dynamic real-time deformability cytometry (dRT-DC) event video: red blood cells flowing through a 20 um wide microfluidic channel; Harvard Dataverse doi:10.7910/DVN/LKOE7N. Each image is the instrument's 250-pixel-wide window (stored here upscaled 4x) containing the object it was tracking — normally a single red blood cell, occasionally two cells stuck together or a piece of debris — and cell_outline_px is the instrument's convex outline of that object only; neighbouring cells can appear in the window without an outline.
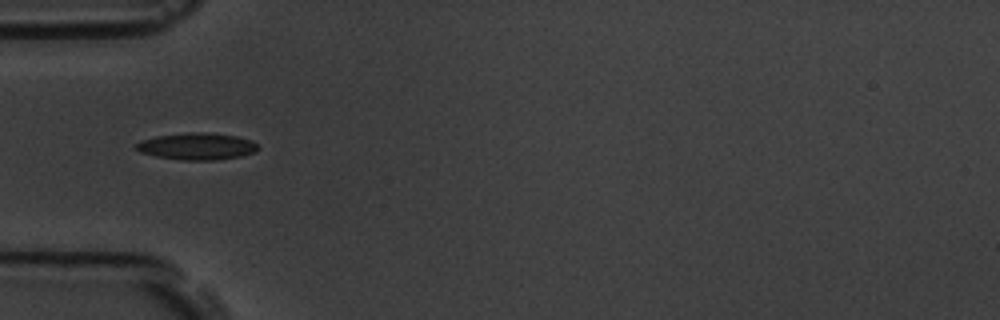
{"species": "common noctule bat (a hibernating species)", "species_latin": "Nyctalus noctula", "temperature_condition": "room temperature", "stored_images_in_passage": 6, "camera_frame_rate_fps": 3000, "um_per_image_px": 0.085, "animal": {"sex": "male", "body_mass_g": 19.5, "forearm_length_mm": 54.6}, "frame": {"image": 1, "passage_image": 2, "time_ms": 1.0, "image_size_px": [1000, 320], "cell_outline_px": [[260, 148], [256, 152], [240, 156], [212, 160], [180, 160], [156, 156], [140, 152], [132, 148], [136, 144], [144, 140], [156, 136], [188, 132], [212, 132], [236, 136], [252, 140]], "centroid_in_image_um": [16.75, 12.43], "position_along_channel_um": 68.3, "area_um2": 19.19}}
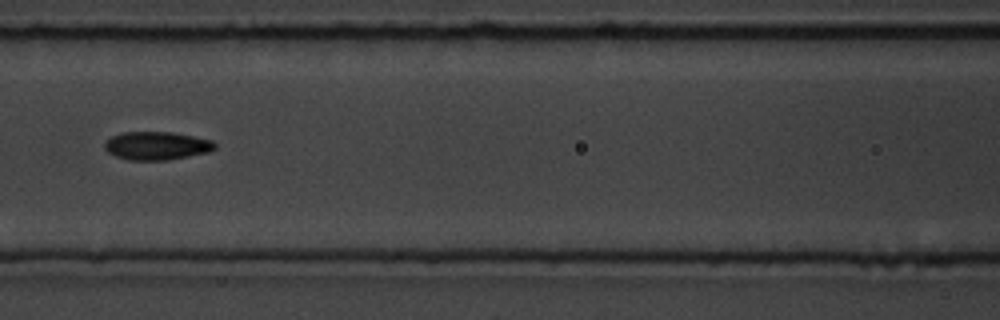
{"frame": {"image": 2, "passage_image": 4, "time_ms": 3.333, "image_size_px": [1000, 320], "cell_outline_px": [[216, 148], [208, 152], [168, 160], [128, 160], [116, 156], [108, 152], [104, 148], [104, 144], [112, 136], [120, 132], [172, 132], [212, 140], [216, 144]], "centroid_in_image_um": [13.31, 12.39], "position_along_channel_um": 153.3, "area_um2": 18.09}}
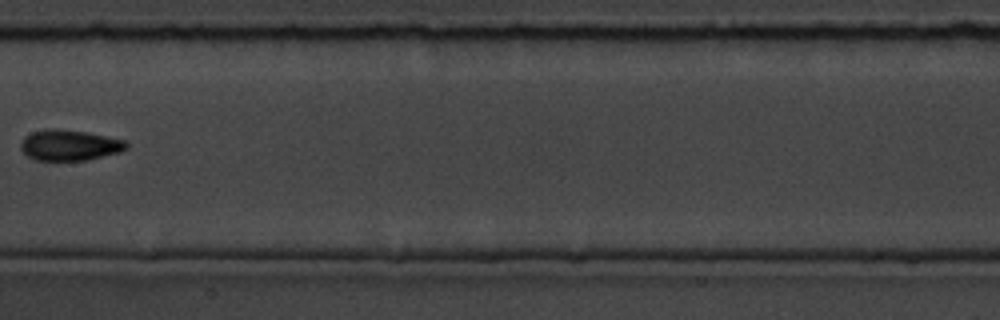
{"frame": {"image": 3, "passage_image": 5, "time_ms": 4.667, "image_size_px": [1000, 320], "cell_outline_px": [[128, 148], [120, 152], [88, 160], [36, 160], [28, 156], [20, 148], [20, 144], [24, 136], [32, 132], [48, 128], [84, 132], [124, 140], [128, 144]], "centroid_in_image_um": [5.89, 12.35], "position_along_channel_um": 201.5, "area_um2": 18.73}}